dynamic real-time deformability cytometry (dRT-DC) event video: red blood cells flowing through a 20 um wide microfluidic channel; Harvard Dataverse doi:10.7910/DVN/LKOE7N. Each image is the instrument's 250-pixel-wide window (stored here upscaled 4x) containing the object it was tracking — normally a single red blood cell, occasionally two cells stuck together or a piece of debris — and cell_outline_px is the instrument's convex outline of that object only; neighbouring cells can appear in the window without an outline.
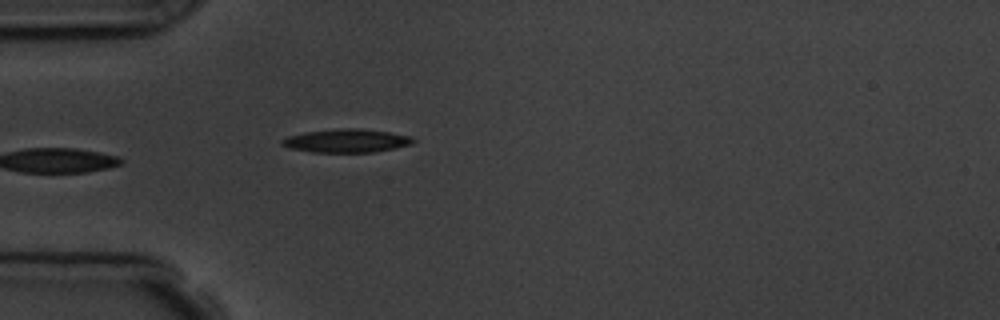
{"species": "common noctule bat (a hibernating species)", "species_latin": "Nyctalus noctula", "temperature_condition": "room temperature", "stored_images_in_passage": 4, "camera_frame_rate_fps": 3000, "um_per_image_px": 0.085, "animal": {"sex": "male", "body_mass_g": 19.5, "forearm_length_mm": 54.6}, "frame": {"image": 1, "passage_image": 4, "time_ms": 4.333, "image_size_px": [1000, 320], "cell_outline_px": [[416, 140], [412, 144], [396, 148], [376, 152], [312, 152], [288, 148], [280, 144], [280, 140], [288, 136], [304, 132], [340, 128], [360, 128], [388, 132], [412, 136]], "centroid_in_image_um": [29.45, 11.96], "position_along_channel_um": 55.5, "area_um2": 18.09}}